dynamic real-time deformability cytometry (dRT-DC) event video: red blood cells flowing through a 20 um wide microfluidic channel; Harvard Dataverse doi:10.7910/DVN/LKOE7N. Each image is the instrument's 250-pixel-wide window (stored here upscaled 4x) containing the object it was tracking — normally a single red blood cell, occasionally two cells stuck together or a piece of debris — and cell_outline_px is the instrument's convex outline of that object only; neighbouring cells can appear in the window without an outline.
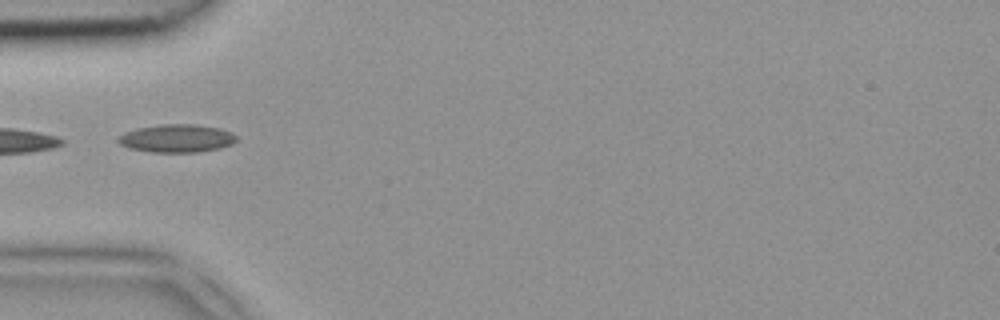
{"species": "common noctule bat (a hibernating species)", "species_latin": "Nyctalus noctula", "temperature_condition": "room temperature", "stored_images_in_passage": 6, "camera_frame_rate_fps": 3000, "um_per_image_px": 0.085, "animal": {"sex": "female", "body_mass_g": 18.4}, "frame": {"image": 1, "passage_image": 5, "time_ms": 1.333, "image_size_px": [1000, 320], "cell_outline_px": [[236, 140], [232, 144], [220, 148], [200, 152], [152, 152], [132, 148], [120, 144], [116, 140], [124, 132], [136, 128], [160, 124], [196, 124], [220, 128], [232, 132], [236, 136]], "centroid_in_image_um": [15.04, 11.75], "position_along_channel_um": 70.0, "area_um2": 19.36}}